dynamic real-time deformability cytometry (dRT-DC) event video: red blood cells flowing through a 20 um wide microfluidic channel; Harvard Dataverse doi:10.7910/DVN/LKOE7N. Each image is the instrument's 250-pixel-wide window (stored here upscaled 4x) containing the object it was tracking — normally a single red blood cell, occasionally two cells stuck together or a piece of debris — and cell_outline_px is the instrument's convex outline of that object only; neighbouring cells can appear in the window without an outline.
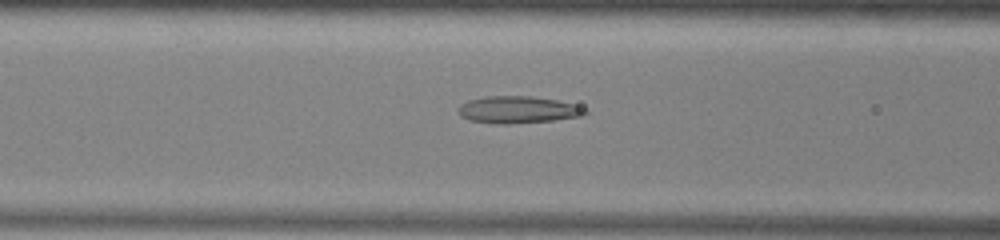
{"species": "common noctule bat (a hibernating species)", "species_latin": "Nyctalus noctula", "temperature_condition": "warm", "stored_images_in_passage": 51, "camera_frame_rate_fps": 3000, "um_per_image_px": 0.085, "animal": {"sex": "male", "body_mass_g": 13.0, "forearm_length_mm": 53.1}, "frame": {"image": 1, "passage_image": 20, "time_ms": 6.333, "image_size_px": [1000, 240], "cell_outline_px": [[588, 112], [580, 116], [552, 120], [508, 124], [496, 124], [468, 120], [460, 116], [460, 104], [468, 100], [484, 96], [532, 96], [556, 100], [572, 104], [584, 108]], "centroid_in_image_um": [43.97, 9.32], "position_along_channel_um": 122.6, "area_um2": 19.83}}
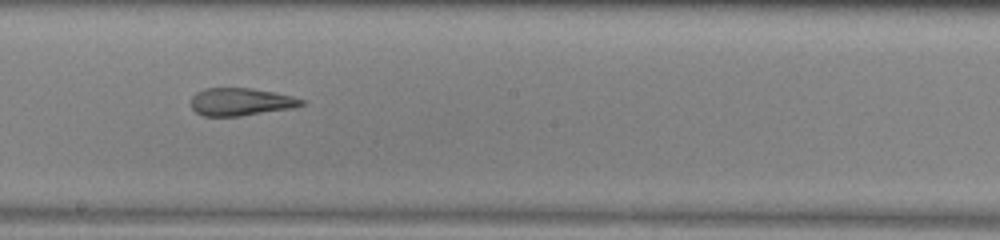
{"frame": {"image": 2, "passage_image": 28, "time_ms": 9.0, "image_size_px": [1000, 240], "cell_outline_px": [[308, 104], [292, 108], [240, 116], [204, 116], [196, 112], [192, 108], [192, 96], [196, 92], [204, 88], [252, 88], [276, 92], [292, 96], [304, 100]], "centroid_in_image_um": [20.49, 8.65], "position_along_channel_um": 227.7, "area_um2": 17.92}}
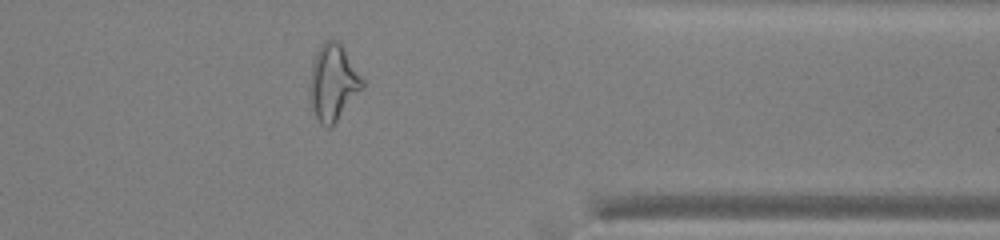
{"frame": {"image": 3, "passage_image": 41, "time_ms": 13.333, "image_size_px": [1000, 240], "cell_outline_px": [[364, 88], [332, 128], [324, 128], [320, 124], [316, 116], [308, 96], [308, 88], [312, 64], [316, 52], [320, 44], [324, 40], [336, 40], [340, 44], [364, 80]], "centroid_in_image_um": [28.3, 7.07], "position_along_channel_um": 383.1, "area_um2": 23.7}, "authors_computed_cell_mechanics": {"area_um2": 22.7154, "velocity_mm_per_s": 3.9495, "shape_relaxation_time_tau1_ms": null, "shape_relaxation_time_tau2_ms": 2.7994, "deformation_change_tau1": null, "deformation_change_tau2": 0.0956}}